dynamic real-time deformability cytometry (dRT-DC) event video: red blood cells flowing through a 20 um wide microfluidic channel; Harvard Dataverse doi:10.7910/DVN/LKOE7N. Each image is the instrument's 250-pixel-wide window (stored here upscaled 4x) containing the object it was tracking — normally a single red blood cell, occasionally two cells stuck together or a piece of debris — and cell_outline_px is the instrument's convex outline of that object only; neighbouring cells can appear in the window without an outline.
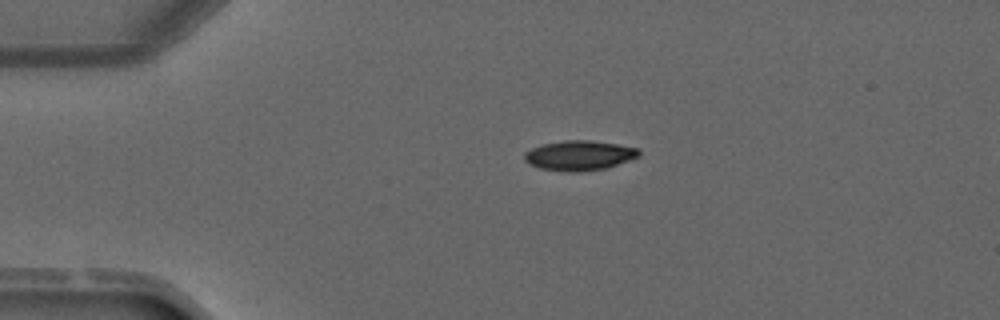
{"species": "common noctule bat (a hibernating species)", "species_latin": "Nyctalus noctula", "temperature_condition": "warm", "stored_images_in_passage": 3, "camera_frame_rate_fps": 3000, "um_per_image_px": 0.085, "animal": {"sex": "male", "forearm_length_mm": 52.5}, "frame": {"image": 1, "passage_image": 2, "time_ms": 1.333, "image_size_px": [1000, 320], "cell_outline_px": [[640, 156], [608, 168], [580, 172], [568, 172], [540, 168], [528, 164], [524, 160], [524, 152], [532, 148], [544, 144], [564, 140], [588, 140], [616, 144], [640, 148]], "centroid_in_image_um": [49.25, 13.22], "position_along_channel_um": 35.8, "area_um2": 20.06}}